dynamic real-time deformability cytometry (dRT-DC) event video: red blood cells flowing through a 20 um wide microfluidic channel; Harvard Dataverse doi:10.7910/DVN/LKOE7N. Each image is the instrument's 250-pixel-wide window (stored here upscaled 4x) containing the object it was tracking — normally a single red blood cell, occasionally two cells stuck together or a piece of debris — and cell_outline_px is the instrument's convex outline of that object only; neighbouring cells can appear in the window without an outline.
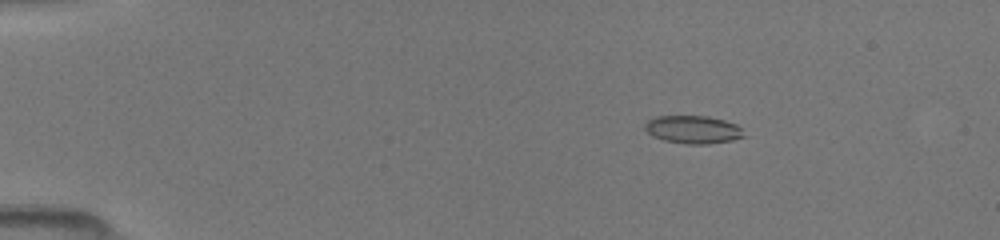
{"species": "common noctule bat (a hibernating species)", "species_latin": "Nyctalus noctula", "temperature_condition": "room temperature", "stored_images_in_passage": 50, "camera_frame_rate_fps": 3000, "um_per_image_px": 0.085, "animal": {"sex": "female", "body_mass_g": 19.5, "forearm_length_mm": 54.1}, "frame": {"image": 1, "passage_image": 9, "time_ms": 2.667, "image_size_px": [1000, 240], "cell_outline_px": [[748, 136], [732, 140], [708, 144], [684, 144], [664, 140], [652, 136], [644, 128], [644, 124], [648, 120], [656, 116], [708, 116], [724, 120], [736, 124]], "centroid_in_image_um": [58.92, 11.01], "position_along_channel_um": 26.1, "area_um2": 16.24}}
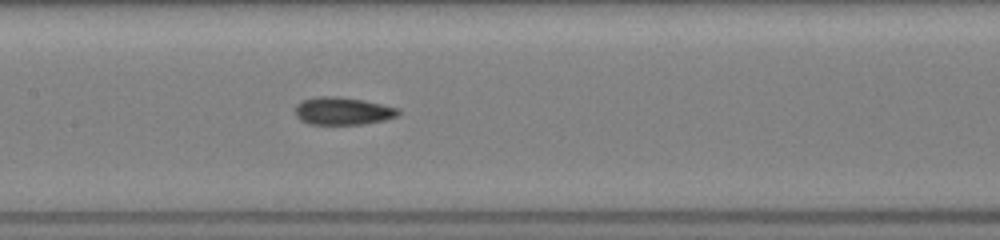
{"frame": {"image": 2, "passage_image": 26, "time_ms": 8.333, "image_size_px": [1000, 240], "cell_outline_px": [[400, 112], [396, 116], [384, 120], [364, 124], [308, 124], [300, 120], [296, 116], [296, 104], [300, 100], [320, 96], [336, 96], [364, 100], [400, 108]], "centroid_in_image_um": [29.12, 9.43], "position_along_channel_um": 178.3, "area_um2": 16.7}}
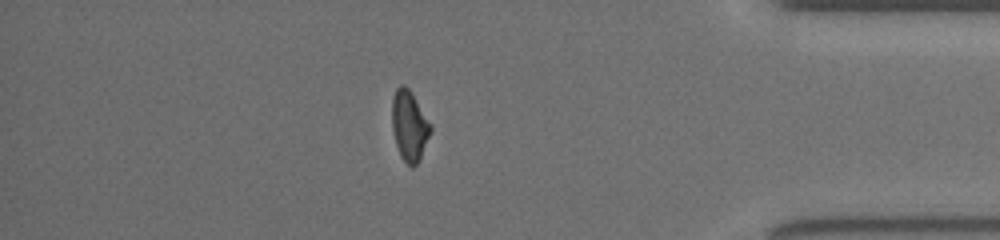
{"frame": {"image": 3, "passage_image": 44, "time_ms": 14.333, "image_size_px": [1000, 240], "cell_outline_px": [[432, 132], [416, 164], [412, 168], [400, 156], [396, 144], [392, 128], [392, 96], [396, 88], [400, 84], [404, 84], [412, 92], [432, 124]], "centroid_in_image_um": [34.8, 10.64], "position_along_channel_um": 400.4, "area_um2": 15.95}}